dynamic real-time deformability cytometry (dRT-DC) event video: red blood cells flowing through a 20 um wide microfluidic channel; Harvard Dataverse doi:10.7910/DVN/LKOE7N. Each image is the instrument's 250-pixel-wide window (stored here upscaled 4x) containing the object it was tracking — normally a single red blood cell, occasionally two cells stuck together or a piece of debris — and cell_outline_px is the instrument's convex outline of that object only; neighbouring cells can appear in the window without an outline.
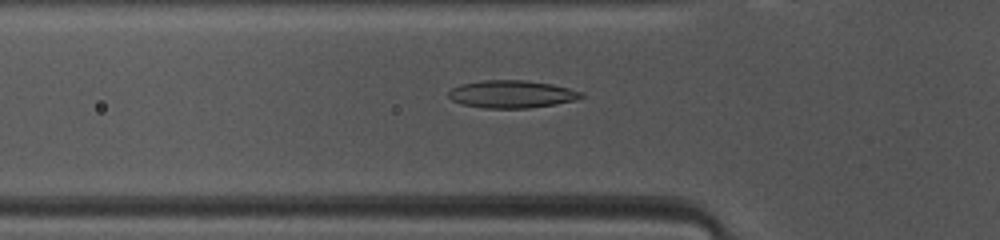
{"species": "common noctule bat (a hibernating species)", "species_latin": "Nyctalus noctula", "temperature_condition": "warm", "stored_images_in_passage": 44, "camera_frame_rate_fps": 3000, "um_per_image_px": 0.085, "animal": {"sex": "female", "body_mass_g": 10.0, "forearm_length_mm": 53.1}, "frame": {"image": 1, "passage_image": 14, "time_ms": 4.333, "image_size_px": [1000, 240], "cell_outline_px": [[584, 96], [576, 100], [528, 108], [484, 108], [464, 104], [452, 100], [448, 96], [448, 92], [452, 88], [460, 84], [480, 80], [524, 80], [552, 84], [584, 92]], "centroid_in_image_um": [43.49, 7.99], "position_along_channel_um": 82.3, "area_um2": 21.27}}
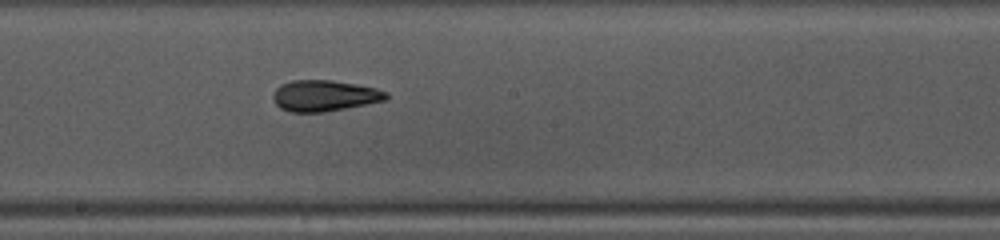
{"frame": {"image": 2, "passage_image": 24, "time_ms": 7.667, "image_size_px": [1000, 240], "cell_outline_px": [[388, 100], [324, 112], [288, 112], [280, 108], [272, 100], [272, 96], [276, 88], [280, 84], [292, 80], [332, 80], [356, 84], [376, 88], [388, 92]], "centroid_in_image_um": [27.56, 8.13], "position_along_channel_um": 220.6, "area_um2": 20.69}}
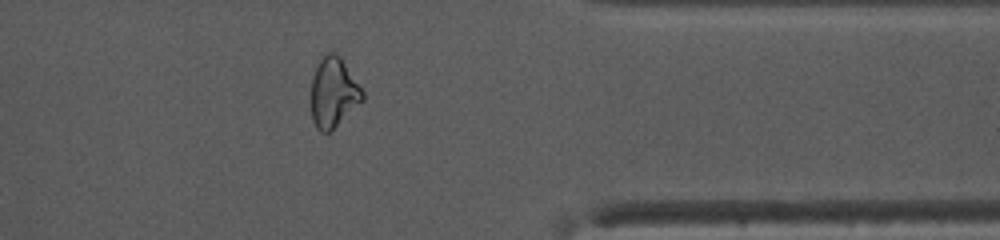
{"frame": {"image": 3, "passage_image": 37, "time_ms": 12.0, "image_size_px": [1000, 240], "cell_outline_px": [[364, 100], [328, 132], [320, 132], [316, 128], [312, 120], [312, 76], [320, 52], [336, 52], [340, 56], [364, 92]], "centroid_in_image_um": [28.32, 7.79], "position_along_channel_um": 383.1, "area_um2": 21.04}, "authors_computed_cell_mechanics": {"area_um2": 20.6924, "velocity_mm_per_s": 4.1224, "shape_relaxation_time_tau1_ms": null, "shape_relaxation_time_tau2_ms": 2.8339, "deformation_change_tau1": null, "deformation_change_tau2": 0.1087}}